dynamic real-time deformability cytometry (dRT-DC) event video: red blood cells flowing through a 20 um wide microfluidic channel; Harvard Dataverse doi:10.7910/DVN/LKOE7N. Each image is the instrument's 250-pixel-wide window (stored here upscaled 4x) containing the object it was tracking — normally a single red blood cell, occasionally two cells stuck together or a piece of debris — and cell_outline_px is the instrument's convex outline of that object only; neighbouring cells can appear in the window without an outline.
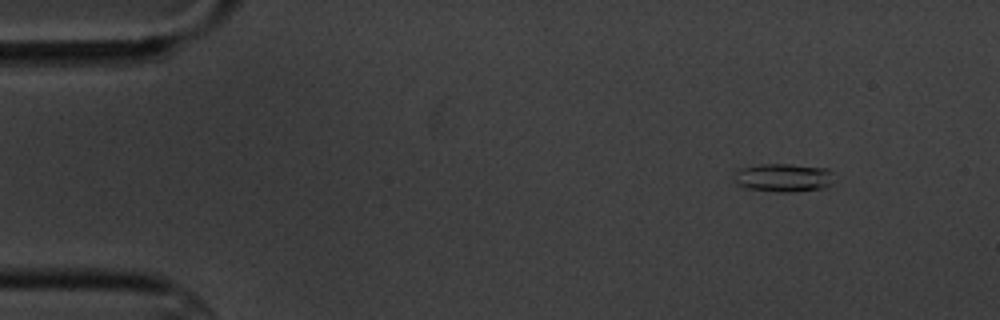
{"species": "common noctule bat (a hibernating species)", "species_latin": "Nyctalus noctula", "temperature_condition": "cold", "stored_images_in_passage": 4, "camera_frame_rate_fps": 3000, "um_per_image_px": 0.085, "animal": {"sex": "male", "body_mass_g": 20.1, "forearm_length_mm": 53.5}, "frame": {"image": 1, "passage_image": 1, "time_ms": 0.0, "image_size_px": [1000, 320], "cell_outline_px": [[832, 184], [824, 188], [792, 192], [780, 192], [748, 188], [732, 180], [736, 172], [740, 168], [760, 164], [792, 164], [828, 168], [832, 172]], "centroid_in_image_um": [66.62, 15.09], "position_along_channel_um": 18.4, "area_um2": 16.53}}